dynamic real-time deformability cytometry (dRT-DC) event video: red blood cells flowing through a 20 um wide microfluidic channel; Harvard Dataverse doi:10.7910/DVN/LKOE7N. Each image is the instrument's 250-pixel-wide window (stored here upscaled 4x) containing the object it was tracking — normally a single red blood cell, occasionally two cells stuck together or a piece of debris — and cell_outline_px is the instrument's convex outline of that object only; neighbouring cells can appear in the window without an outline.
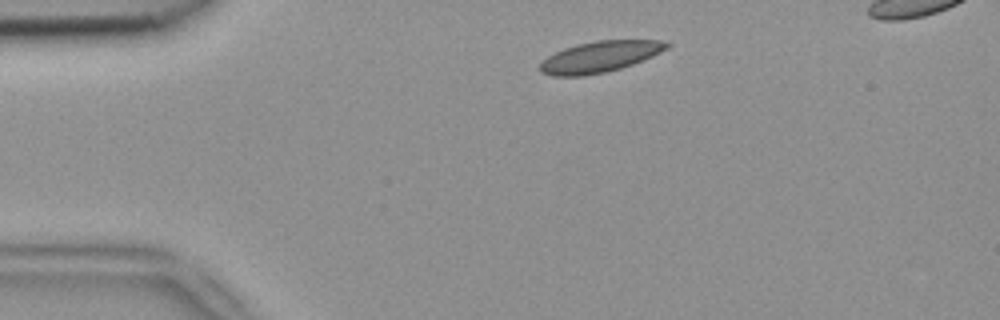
{"species": "common noctule bat (a hibernating species)", "species_latin": "Nyctalus noctula", "temperature_condition": "room temperature", "stored_images_in_passage": 3, "segment_of_instrument_passage": [1, 2], "camera_frame_rate_fps": 3000, "um_per_image_px": 0.085, "animal": {"sex": "female", "body_mass_g": 18.4}, "frame": {"image": 1, "passage_image": 1, "time_ms": 0.0, "image_size_px": [1000, 320], "cell_outline_px": [[672, 44], [668, 48], [652, 56], [632, 64], [620, 68], [604, 72], [584, 76], [552, 76], [540, 72], [540, 64], [548, 56], [564, 48], [576, 44], [596, 40], [664, 40]], "centroid_in_image_um": [50.99, 4.81], "position_along_channel_um": 34.0, "area_um2": 22.89}}